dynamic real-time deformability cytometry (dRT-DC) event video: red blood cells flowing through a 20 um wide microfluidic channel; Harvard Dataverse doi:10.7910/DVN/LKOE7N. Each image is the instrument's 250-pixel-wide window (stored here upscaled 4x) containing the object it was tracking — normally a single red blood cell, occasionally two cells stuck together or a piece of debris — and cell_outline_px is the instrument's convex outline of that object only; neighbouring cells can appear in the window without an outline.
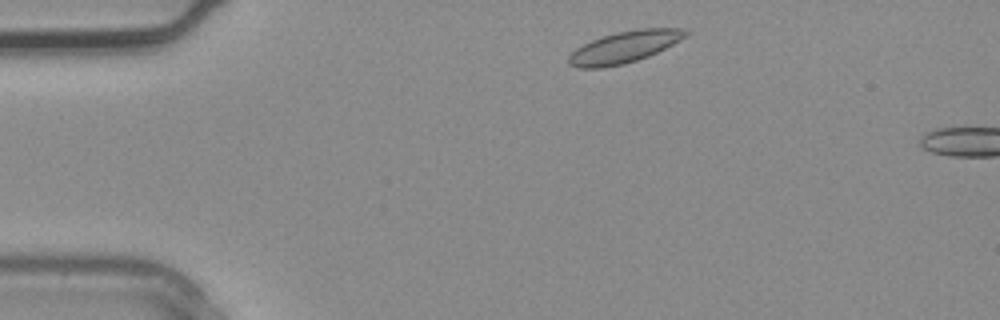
{"species": "common noctule bat (a hibernating species)", "species_latin": "Nyctalus noctula", "temperature_condition": "warm", "stored_images_in_passage": 2, "camera_frame_rate_fps": 3000, "um_per_image_px": 0.085, "animal": {"sex": "male", "body_mass_g": 20.4}, "frame": {"image": 1, "passage_image": 1, "time_ms": 0.0, "image_size_px": [1000, 320], "cell_outline_px": [[692, 32], [688, 36], [648, 56], [624, 64], [600, 68], [576, 68], [568, 64], [568, 56], [576, 48], [592, 40], [616, 32], [640, 28], [680, 28]], "centroid_in_image_um": [53.07, 4.0], "position_along_channel_um": 31.9, "area_um2": 21.5}}